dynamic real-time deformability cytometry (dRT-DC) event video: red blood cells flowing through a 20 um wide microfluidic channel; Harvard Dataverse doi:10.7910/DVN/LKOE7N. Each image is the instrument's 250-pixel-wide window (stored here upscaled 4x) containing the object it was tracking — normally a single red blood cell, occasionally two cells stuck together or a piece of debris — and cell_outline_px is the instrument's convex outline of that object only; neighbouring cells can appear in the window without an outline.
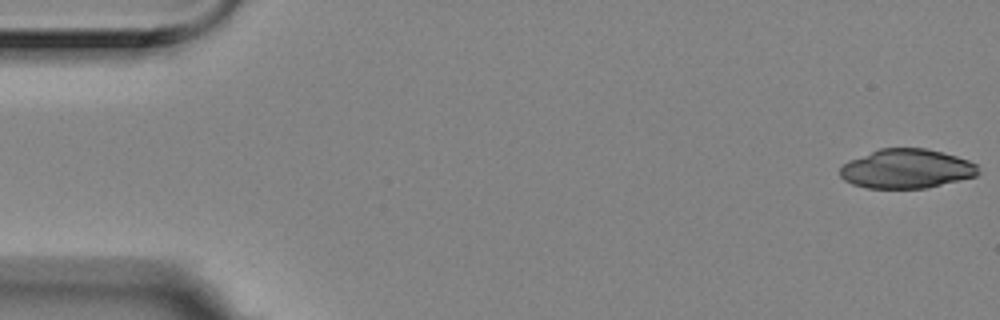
{"species": "Egyptian fruit bat (a non-hibernating species)", "species_latin": "Rousettus aegyptiacus", "temperature_condition": "room temperature", "stored_images_in_passage": 5, "camera_frame_rate_fps": 3000, "um_per_image_px": 0.085, "animal": {"sex": "female"}, "frame": {"image": 1, "passage_image": 1, "time_ms": 0.0, "image_size_px": [1000, 320], "cell_outline_px": [[980, 172], [976, 176], [928, 188], [868, 188], [852, 184], [844, 180], [840, 176], [840, 168], [848, 160], [880, 148], [924, 148], [956, 156], [968, 160], [976, 164]], "centroid_in_image_um": [77.05, 14.35], "position_along_channel_um": 8.0, "area_um2": 31.62}}